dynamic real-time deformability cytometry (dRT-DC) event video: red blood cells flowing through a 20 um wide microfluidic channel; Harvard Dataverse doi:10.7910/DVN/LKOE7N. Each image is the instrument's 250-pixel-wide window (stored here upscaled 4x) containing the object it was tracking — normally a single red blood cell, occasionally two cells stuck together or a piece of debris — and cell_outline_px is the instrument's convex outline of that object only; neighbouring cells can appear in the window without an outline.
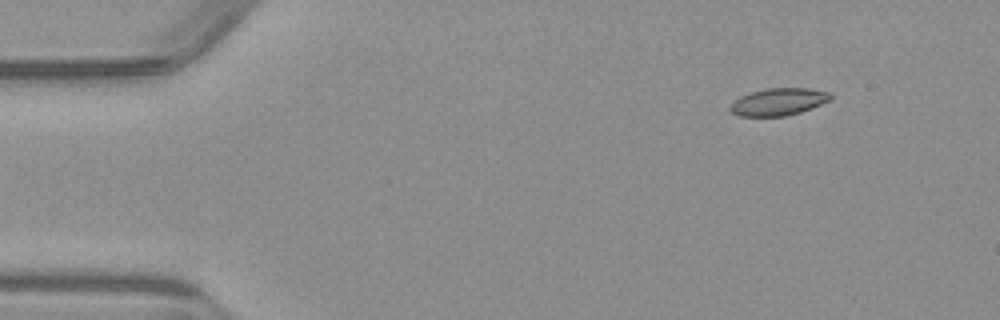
{"species": "common noctule bat (a hibernating species)", "species_latin": "Nyctalus noctula", "temperature_condition": "warm", "stored_images_in_passage": 5, "camera_frame_rate_fps": 3000, "um_per_image_px": 0.085, "animal": {"sex": "male", "body_mass_g": 23.1, "forearm_length_mm": 52.7}, "frame": {"image": 1, "passage_image": 1, "time_ms": 0.0, "image_size_px": [1000, 320], "cell_outline_px": [[832, 100], [812, 108], [800, 112], [784, 116], [740, 116], [732, 112], [728, 108], [740, 96], [752, 92], [768, 88], [808, 88], [828, 92], [832, 96]], "centroid_in_image_um": [66.2, 8.65], "position_along_channel_um": 18.8, "area_um2": 15.84}}
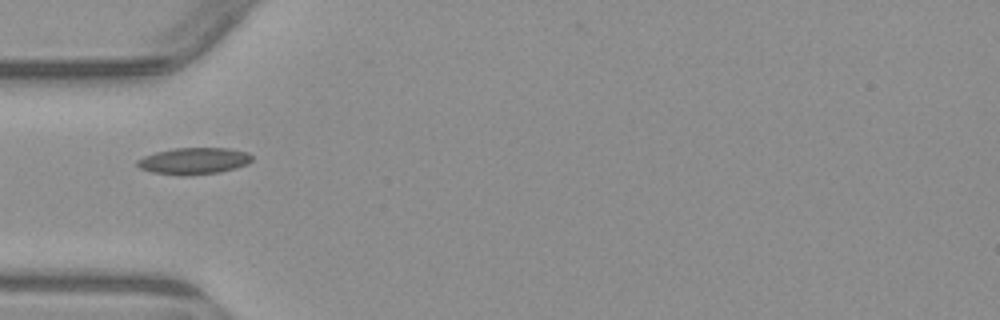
{"frame": {"image": 2, "passage_image": 4, "time_ms": 3.667, "image_size_px": [1000, 320], "cell_outline_px": [[252, 160], [248, 164], [220, 172], [184, 176], [152, 172], [140, 168], [136, 164], [136, 160], [144, 156], [156, 152], [176, 148], [228, 148], [248, 152], [252, 156]], "centroid_in_image_um": [16.48, 13.68], "position_along_channel_um": 68.5, "area_um2": 17.8}}
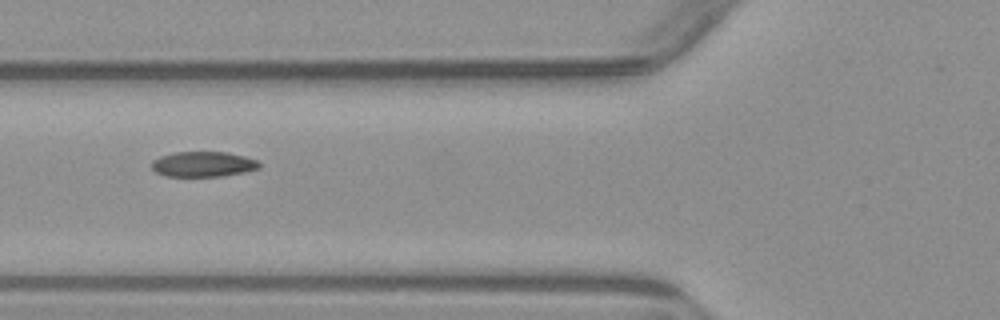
{"frame": {"image": 3, "passage_image": 5, "time_ms": 4.667, "image_size_px": [1000, 320], "cell_outline_px": [[260, 168], [244, 172], [224, 176], [168, 176], [156, 172], [152, 168], [152, 160], [160, 156], [176, 152], [224, 152], [244, 156], [256, 160], [260, 164]], "centroid_in_image_um": [17.27, 13.95], "position_along_channel_um": 108.5, "area_um2": 15.72}}